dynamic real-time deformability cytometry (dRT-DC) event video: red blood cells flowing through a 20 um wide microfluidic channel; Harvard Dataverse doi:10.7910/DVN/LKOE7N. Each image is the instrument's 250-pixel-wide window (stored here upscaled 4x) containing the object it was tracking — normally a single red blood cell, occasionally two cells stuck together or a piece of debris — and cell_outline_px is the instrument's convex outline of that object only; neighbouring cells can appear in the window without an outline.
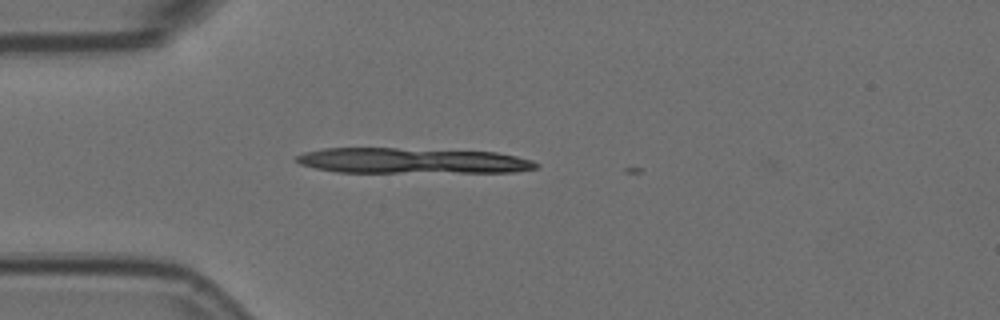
{"species": "Egyptian fruit bat (a non-hibernating species)", "species_latin": "Rousettus aegyptiacus", "temperature_condition": "room temperature", "stored_images_in_passage": 2, "camera_frame_rate_fps": 3000, "um_per_image_px": 0.085, "animal": {"sex": "female"}, "frame": {"image": 1, "passage_image": 1, "time_ms": 0.0, "image_size_px": [1000, 320], "cell_outline_px": [[540, 168], [516, 172], [336, 172], [316, 168], [300, 164], [296, 160], [296, 156], [304, 152], [324, 148], [396, 148], [496, 152], [516, 156], [532, 160], [540, 164]], "centroid_in_image_um": [35.08, 13.66], "position_along_channel_um": 49.9, "area_um2": 35.78}}